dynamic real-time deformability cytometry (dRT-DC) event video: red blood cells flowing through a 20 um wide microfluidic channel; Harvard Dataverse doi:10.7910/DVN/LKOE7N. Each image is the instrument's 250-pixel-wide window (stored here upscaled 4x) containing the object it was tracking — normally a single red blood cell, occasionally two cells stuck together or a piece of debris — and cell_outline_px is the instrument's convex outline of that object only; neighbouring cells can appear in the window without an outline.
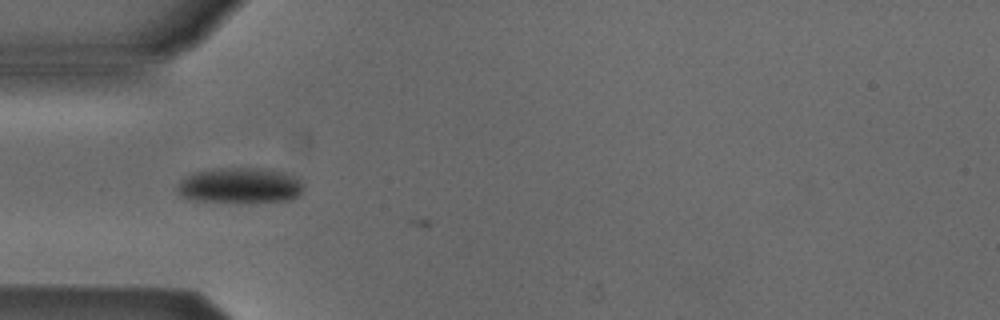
{"species": "Egyptian fruit bat (a non-hibernating species)", "species_latin": "Rousettus aegyptiacus", "temperature_condition": "cold", "stored_images_in_passage": 11, "camera_frame_rate_fps": 3000, "um_per_image_px": 0.085, "animal": {"sex": "male"}, "frame": {"image": 1, "passage_image": 9, "time_ms": 2.667, "image_size_px": [1000, 320], "cell_outline_px": [[304, 188], [300, 196], [292, 200], [248, 204], [196, 200], [180, 196], [176, 192], [176, 184], [184, 176], [192, 172], [212, 168], [260, 168], [284, 172], [300, 176], [304, 184]], "centroid_in_image_um": [20.43, 15.78], "position_along_channel_um": 64.6, "area_um2": 27.51}}